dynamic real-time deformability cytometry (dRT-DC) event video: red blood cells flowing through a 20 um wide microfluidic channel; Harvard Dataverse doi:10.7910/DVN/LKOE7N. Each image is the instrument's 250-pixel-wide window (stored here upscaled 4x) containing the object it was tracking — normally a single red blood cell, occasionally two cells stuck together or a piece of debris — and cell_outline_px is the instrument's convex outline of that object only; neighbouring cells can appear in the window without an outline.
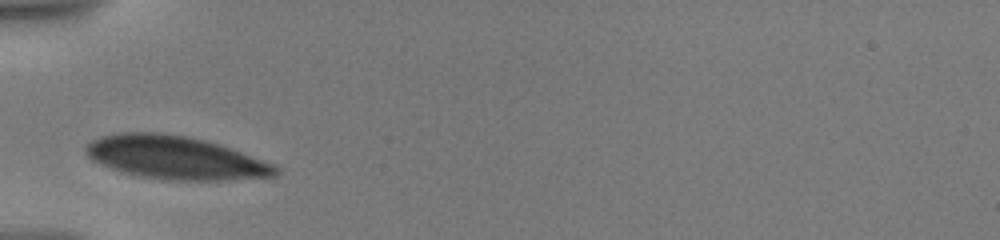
{"species": "human", "species_latin": "Homo sapiens", "temperature_condition": "warm", "stored_images_in_passage": 21, "camera_frame_rate_fps": 3000, "um_per_image_px": 0.085, "donor": {"sex": "male"}, "frame": {"image": 1, "passage_image": 1, "time_ms": 0.0, "image_size_px": [1000, 240], "cell_outline_px": [[280, 172], [276, 176], [224, 180], [168, 180], [140, 176], [120, 172], [92, 160], [88, 156], [88, 144], [92, 140], [100, 136], [116, 132], [160, 132], [188, 136], [204, 140], [240, 152], [272, 164]], "centroid_in_image_um": [14.86, 13.4], "position_along_channel_um": 70.1, "area_um2": 47.22}}
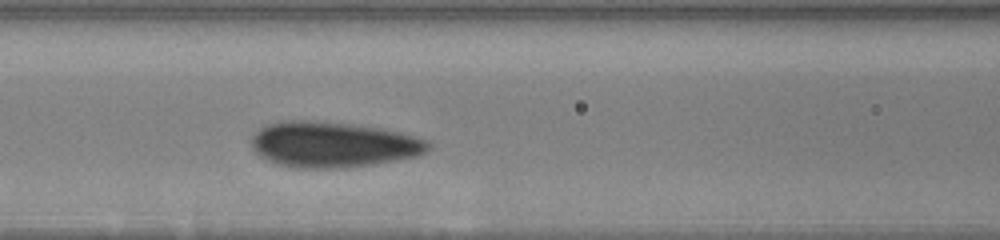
{"frame": {"image": 2, "passage_image": 13, "time_ms": 2.0, "image_size_px": [1000, 240], "cell_outline_px": [[432, 148], [428, 152], [420, 156], [376, 164], [348, 168], [288, 168], [276, 164], [260, 156], [252, 148], [252, 136], [264, 124], [280, 120], [316, 120], [352, 124], [384, 128], [416, 136], [428, 140], [432, 144]], "centroid_in_image_um": [28.35, 12.28], "position_along_channel_um": 138.2, "area_um2": 48.15}}
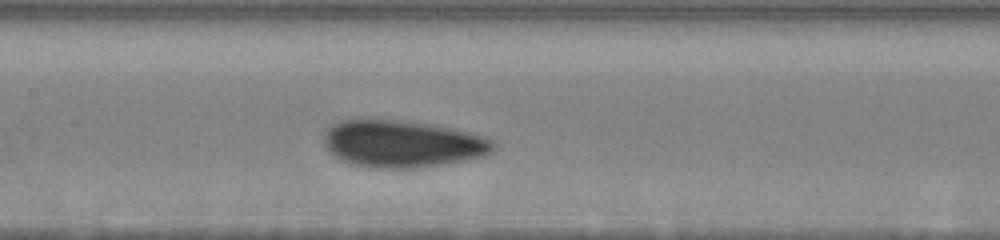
{"frame": {"image": 3, "passage_image": 19, "time_ms": 3.0, "image_size_px": [1000, 240], "cell_outline_px": [[496, 148], [492, 152], [484, 156], [440, 164], [416, 168], [368, 168], [348, 164], [340, 160], [328, 148], [324, 140], [324, 132], [332, 124], [340, 120], [356, 116], [404, 120], [432, 124], [496, 140]], "centroid_in_image_um": [34.13, 12.19], "position_along_channel_um": 173.3, "area_um2": 47.28}}